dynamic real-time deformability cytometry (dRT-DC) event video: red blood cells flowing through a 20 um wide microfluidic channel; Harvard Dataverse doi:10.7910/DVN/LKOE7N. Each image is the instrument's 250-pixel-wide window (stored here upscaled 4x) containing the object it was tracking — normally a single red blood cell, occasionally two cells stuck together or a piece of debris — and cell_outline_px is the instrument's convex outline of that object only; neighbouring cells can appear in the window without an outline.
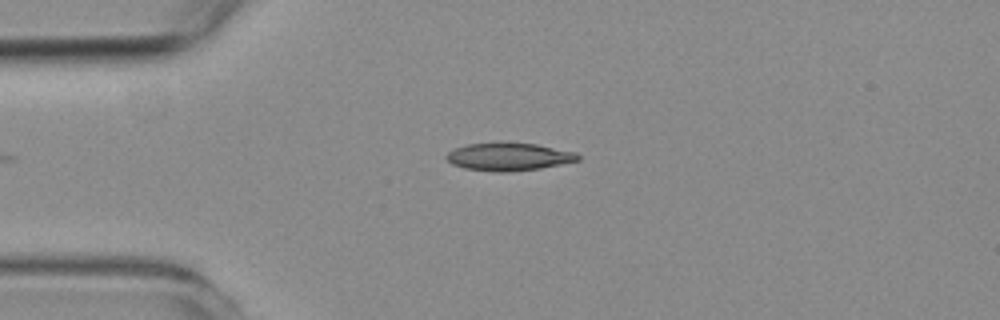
{"species": "common noctule bat (a hibernating species)", "species_latin": "Nyctalus noctula", "temperature_condition": "room temperature", "stored_images_in_passage": 32, "camera_frame_rate_fps": 3000, "um_per_image_px": 0.085, "animal": {"sex": "female", "body_mass_g": 19.3, "forearm_length_mm": 54.1}, "frame": {"image": 1, "passage_image": 1, "time_ms": 0.0, "image_size_px": [1000, 320], "cell_outline_px": [[580, 160], [540, 168], [508, 172], [496, 172], [464, 168], [452, 164], [444, 156], [448, 152], [456, 148], [468, 144], [500, 140], [536, 144], [576, 152], [580, 156]], "centroid_in_image_um": [43.23, 13.29], "position_along_channel_um": 41.8, "area_um2": 21.79}}
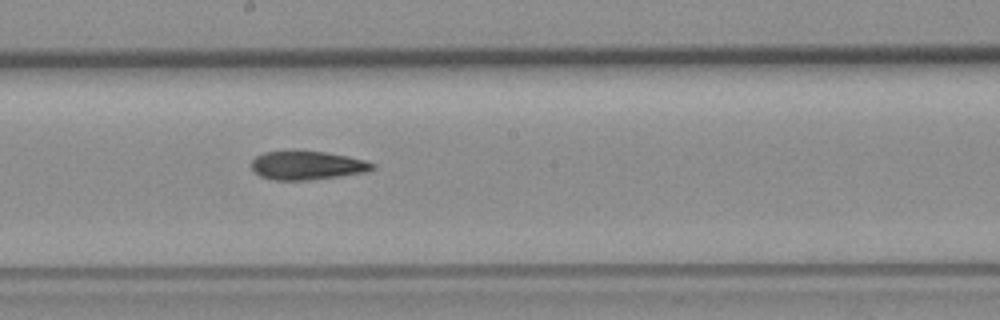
{"frame": {"image": 2, "passage_image": 18, "time_ms": 5.667, "image_size_px": [1000, 320], "cell_outline_px": [[376, 168], [368, 172], [340, 176], [308, 180], [272, 180], [260, 176], [252, 168], [252, 160], [256, 156], [264, 152], [292, 148], [296, 148], [324, 152], [348, 156], [364, 160], [376, 164]], "centroid_in_image_um": [26.1, 14.02], "position_along_channel_um": 222.1, "area_um2": 20.92}}
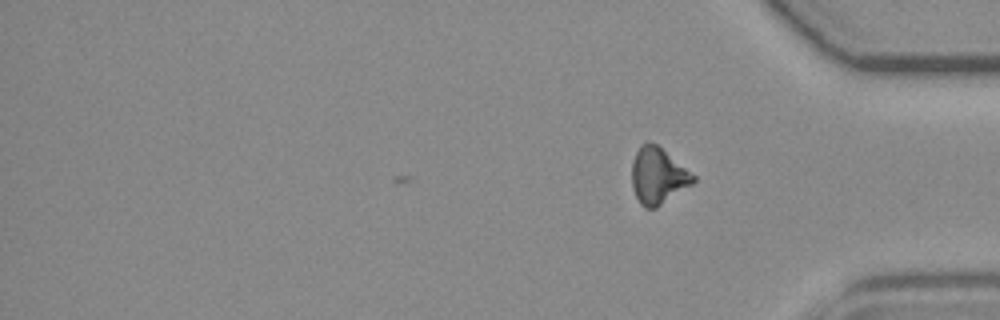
{"frame": {"image": 3, "passage_image": 32, "time_ms": 10.333, "image_size_px": [1000, 320], "cell_outline_px": [[696, 180], [692, 184], [656, 208], [644, 208], [640, 204], [632, 188], [632, 160], [640, 144], [648, 140], [656, 144], [696, 176]], "centroid_in_image_um": [55.9, 14.94], "position_along_channel_um": 379.3, "area_um2": 20.11}, "authors_computed_cell_mechanics": {"area_um2": 20.808, "velocity_mm_per_s": 3.5742, "shape_relaxation_time_tau1_ms": null, "shape_relaxation_time_tau2_ms": 11.0138, "deformation_change_tau1": null, "deformation_change_tau2": 0.2118}}